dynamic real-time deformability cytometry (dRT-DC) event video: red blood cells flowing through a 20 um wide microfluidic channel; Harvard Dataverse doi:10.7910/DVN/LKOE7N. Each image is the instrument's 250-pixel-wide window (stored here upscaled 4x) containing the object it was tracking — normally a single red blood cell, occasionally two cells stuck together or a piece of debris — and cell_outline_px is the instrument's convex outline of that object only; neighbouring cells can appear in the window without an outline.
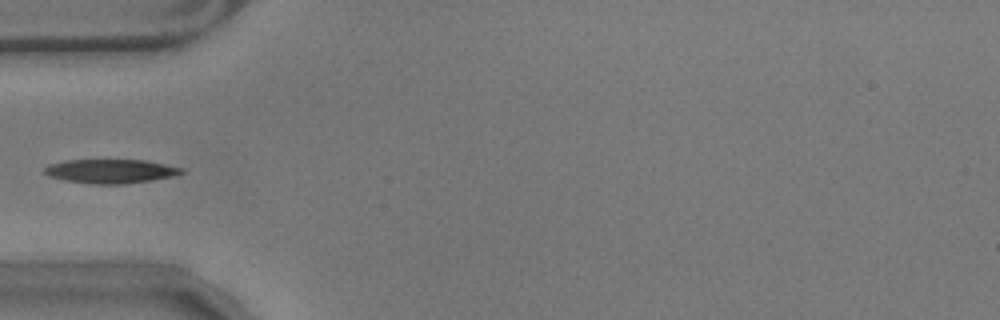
{"species": "common noctule bat (a hibernating species)", "species_latin": "Nyctalus noctula", "temperature_condition": "warm", "stored_images_in_passage": 40, "camera_frame_rate_fps": 3000, "um_per_image_px": 0.085, "animal": {"sex": "male", "body_mass_g": 17.9}, "frame": {"image": 1, "passage_image": 1, "time_ms": 0.0, "image_size_px": [1000, 320], "cell_outline_px": [[184, 172], [176, 176], [152, 180], [124, 184], [92, 184], [64, 180], [48, 176], [44, 172], [44, 168], [48, 164], [68, 160], [144, 160], [184, 168]], "centroid_in_image_um": [9.41, 14.56], "position_along_channel_um": 75.6, "area_um2": 19.25}}
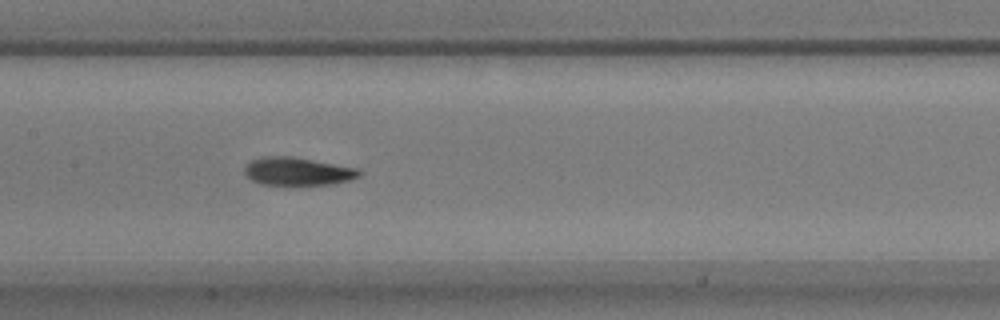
{"frame": {"image": 2, "passage_image": 10, "time_ms": 3.0, "image_size_px": [1000, 320], "cell_outline_px": [[360, 176], [348, 180], [332, 184], [292, 188], [284, 188], [260, 184], [252, 180], [244, 172], [244, 168], [252, 160], [264, 156], [292, 156], [360, 168]], "centroid_in_image_um": [25.29, 14.62], "position_along_channel_um": 182.1, "area_um2": 19.71}}
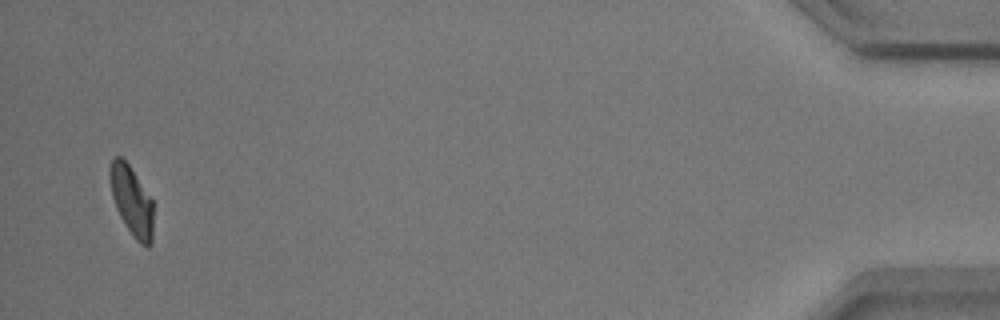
{"frame": {"image": 3, "passage_image": 38, "time_ms": 12.333, "image_size_px": [1000, 320], "cell_outline_px": [[152, 244], [148, 248], [140, 244], [132, 236], [120, 216], [116, 208], [112, 196], [108, 176], [108, 168], [112, 160], [116, 156], [120, 156], [128, 164], [152, 200]], "centroid_in_image_um": [11.16, 17.09], "position_along_channel_um": 424.0, "area_um2": 17.51}}